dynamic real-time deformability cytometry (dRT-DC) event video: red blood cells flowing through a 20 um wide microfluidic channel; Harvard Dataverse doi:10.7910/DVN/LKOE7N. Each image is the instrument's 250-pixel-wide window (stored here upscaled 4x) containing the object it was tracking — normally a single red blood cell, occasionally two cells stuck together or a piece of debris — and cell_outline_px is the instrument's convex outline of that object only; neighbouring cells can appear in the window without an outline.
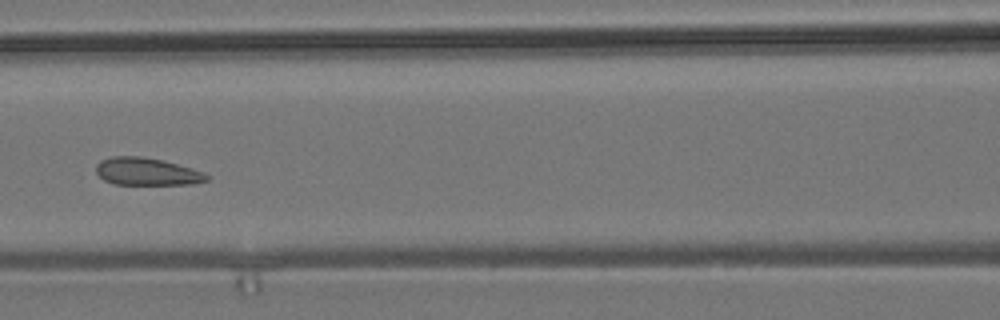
{"species": "common noctule bat (a hibernating species)", "species_latin": "Nyctalus noctula", "temperature_condition": "room temperature", "stored_images_in_passage": 8, "camera_frame_rate_fps": 3000, "um_per_image_px": 0.085, "animal": {"sex": "male", "body_mass_g": 19.2, "forearm_length_mm": 51.8}, "frame": {"image": 1, "passage_image": 7, "time_ms": 7.0, "image_size_px": [1000, 320], "cell_outline_px": [[212, 176], [208, 180], [192, 184], [116, 184], [104, 180], [96, 172], [96, 164], [100, 160], [112, 156], [140, 156], [160, 160], [192, 168], [204, 172]], "centroid_in_image_um": [12.49, 14.58], "position_along_channel_um": 154.1, "area_um2": 17.69}}
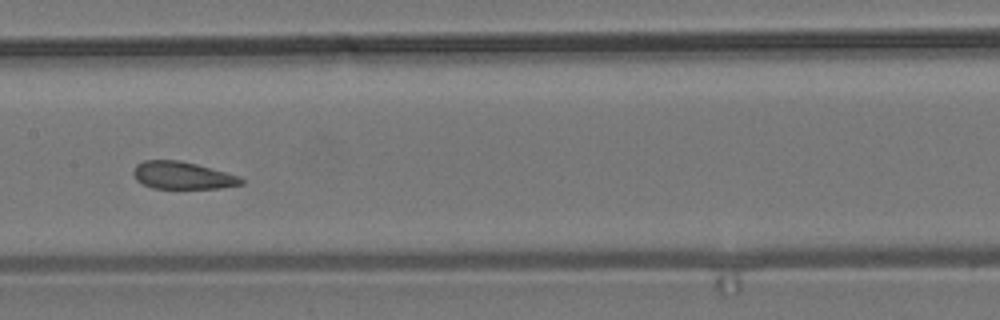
{"frame": {"image": 2, "passage_image": 8, "time_ms": 8.0, "image_size_px": [1000, 320], "cell_outline_px": [[244, 184], [220, 188], [152, 188], [136, 180], [132, 172], [136, 164], [144, 160], [180, 160], [196, 164], [240, 176], [244, 180]], "centroid_in_image_um": [15.51, 14.91], "position_along_channel_um": 191.9, "area_um2": 17.22}}